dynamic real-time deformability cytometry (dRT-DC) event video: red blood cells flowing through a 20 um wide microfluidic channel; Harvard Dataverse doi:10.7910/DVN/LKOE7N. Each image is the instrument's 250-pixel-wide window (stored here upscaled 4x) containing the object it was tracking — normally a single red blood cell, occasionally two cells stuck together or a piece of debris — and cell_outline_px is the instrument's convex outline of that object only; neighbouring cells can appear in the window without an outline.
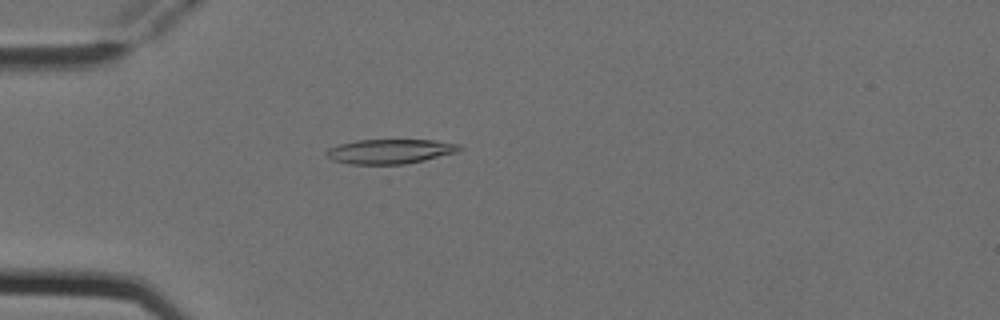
{"species": "Egyptian fruit bat (a non-hibernating species)", "species_latin": "Rousettus aegyptiacus", "temperature_condition": "cold", "stored_images_in_passage": 5, "camera_frame_rate_fps": 3000, "um_per_image_px": 0.085, "animal": {"sex": "female"}, "frame": {"image": 1, "passage_image": 5, "time_ms": 1.333, "image_size_px": [1000, 320], "cell_outline_px": [[464, 148], [456, 152], [424, 160], [404, 164], [352, 164], [332, 160], [324, 152], [328, 148], [340, 144], [356, 140], [436, 140], [460, 144]], "centroid_in_image_um": [33.16, 12.86], "position_along_channel_um": 51.8, "area_um2": 19.02}}